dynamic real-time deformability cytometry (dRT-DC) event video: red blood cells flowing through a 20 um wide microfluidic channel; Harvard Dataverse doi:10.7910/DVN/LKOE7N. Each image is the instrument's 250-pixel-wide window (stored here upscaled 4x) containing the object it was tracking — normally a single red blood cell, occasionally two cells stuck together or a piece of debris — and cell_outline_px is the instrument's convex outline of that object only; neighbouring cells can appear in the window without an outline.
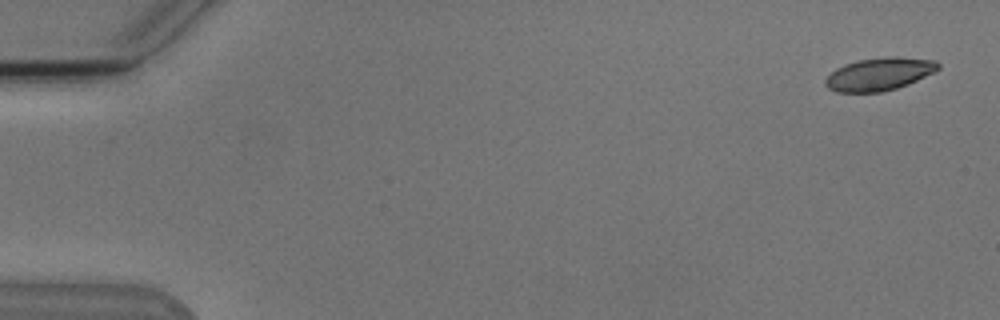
{"species": "Egyptian fruit bat (a non-hibernating species)", "species_latin": "Rousettus aegyptiacus", "temperature_condition": "cold", "stored_images_in_passage": 6, "camera_frame_rate_fps": 3000, "um_per_image_px": 0.085, "animal": {"sex": "male"}, "frame": {"image": 1, "passage_image": 1, "time_ms": 0.0, "image_size_px": [1000, 320], "cell_outline_px": [[940, 68], [936, 72], [908, 84], [884, 92], [836, 92], [828, 88], [824, 84], [824, 80], [836, 68], [844, 64], [860, 60], [884, 56], [896, 56], [936, 60], [940, 64]], "centroid_in_image_um": [74.77, 6.29], "position_along_channel_um": 10.2, "area_um2": 21.79}}